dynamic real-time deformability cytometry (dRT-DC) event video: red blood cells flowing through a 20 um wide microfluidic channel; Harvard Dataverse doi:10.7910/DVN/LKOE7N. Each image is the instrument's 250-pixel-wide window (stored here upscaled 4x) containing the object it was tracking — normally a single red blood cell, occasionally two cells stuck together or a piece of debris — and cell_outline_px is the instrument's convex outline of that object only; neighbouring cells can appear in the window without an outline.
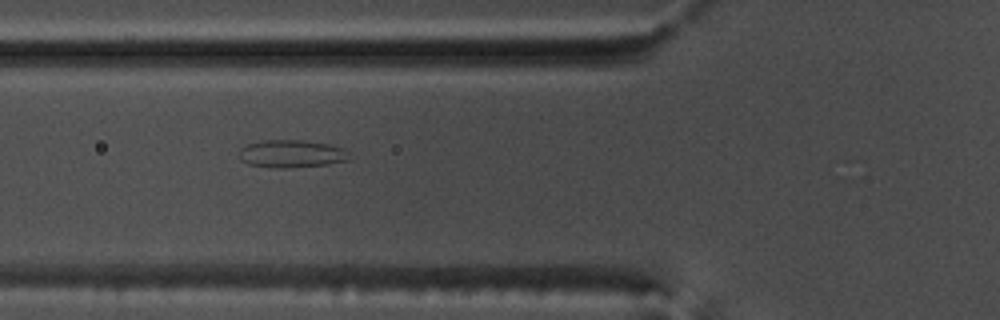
{"species": "common noctule bat (a hibernating species)", "species_latin": "Nyctalus noctula", "temperature_condition": "warm", "stored_images_in_passage": 39, "camera_frame_rate_fps": 3000, "um_per_image_px": 0.085, "animal": {"sex": "male", "body_mass_g": 17.5, "forearm_length_mm": 52.3}, "frame": {"image": 1, "passage_image": 8, "time_ms": 2.333, "image_size_px": [1000, 320], "cell_outline_px": [[348, 160], [328, 164], [284, 168], [276, 168], [248, 164], [240, 160], [240, 148], [248, 144], [264, 140], [304, 140], [328, 144], [344, 148], [348, 152]], "centroid_in_image_um": [24.77, 13.07], "position_along_channel_um": 101.0, "area_um2": 17.69}}
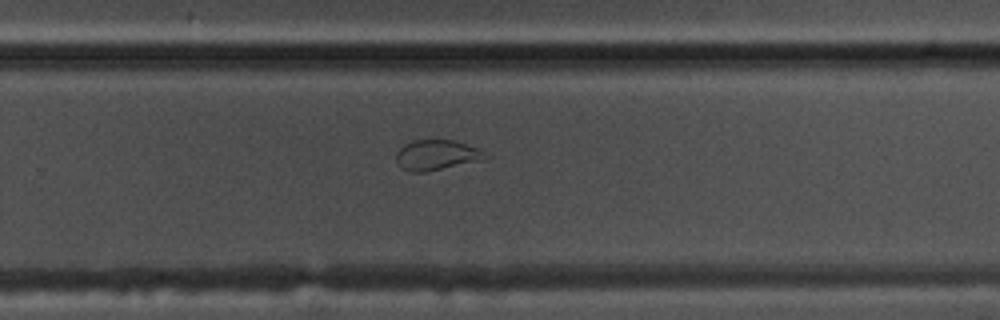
{"frame": {"image": 2, "passage_image": 23, "time_ms": 7.333, "image_size_px": [1000, 320], "cell_outline_px": [[492, 156], [484, 160], [424, 172], [408, 172], [400, 168], [396, 160], [396, 152], [404, 144], [412, 140], [452, 140], [480, 148]], "centroid_in_image_um": [37.14, 13.18], "position_along_channel_um": 292.7, "area_um2": 16.01}}
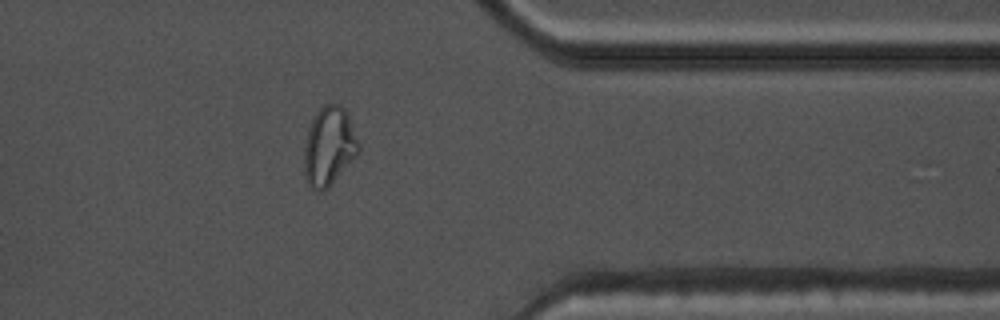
{"frame": {"image": 3, "passage_image": 31, "time_ms": 10.0, "image_size_px": [1000, 320], "cell_outline_px": [[360, 152], [320, 192], [316, 192], [308, 184], [304, 176], [304, 148], [308, 128], [316, 112], [324, 104], [340, 104], [348, 112], [360, 144]], "centroid_in_image_um": [27.96, 12.38], "position_along_channel_um": 383.4, "area_um2": 24.8}}